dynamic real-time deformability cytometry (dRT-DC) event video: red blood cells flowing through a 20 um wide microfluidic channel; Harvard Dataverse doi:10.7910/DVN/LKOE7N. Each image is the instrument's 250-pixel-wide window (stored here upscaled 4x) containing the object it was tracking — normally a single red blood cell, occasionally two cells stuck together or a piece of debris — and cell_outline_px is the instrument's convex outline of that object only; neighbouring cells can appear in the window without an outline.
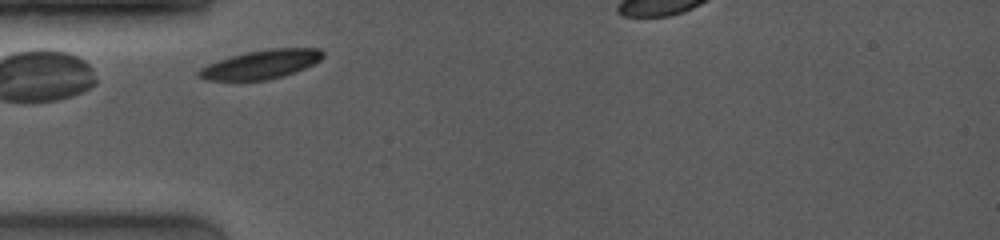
{"species": "common noctule bat (a hibernating species)", "species_latin": "Nyctalus noctula", "temperature_condition": "room temperature", "stored_images_in_passage": 5, "camera_frame_rate_fps": 4000, "um_per_image_px": 0.085, "animal": {"sex": "female", "body_mass_g": 19.0, "forearm_length_mm": 53.3}, "frame": {"image": 1, "passage_image": 2, "time_ms": 0.5, "image_size_px": [1000, 240], "cell_outline_px": [[324, 56], [320, 60], [304, 68], [284, 76], [268, 80], [208, 80], [196, 76], [196, 72], [200, 68], [208, 64], [232, 56], [248, 52], [272, 48], [320, 48], [324, 52]], "centroid_in_image_um": [22.2, 5.48], "position_along_channel_um": 62.8, "area_um2": 20.69}}